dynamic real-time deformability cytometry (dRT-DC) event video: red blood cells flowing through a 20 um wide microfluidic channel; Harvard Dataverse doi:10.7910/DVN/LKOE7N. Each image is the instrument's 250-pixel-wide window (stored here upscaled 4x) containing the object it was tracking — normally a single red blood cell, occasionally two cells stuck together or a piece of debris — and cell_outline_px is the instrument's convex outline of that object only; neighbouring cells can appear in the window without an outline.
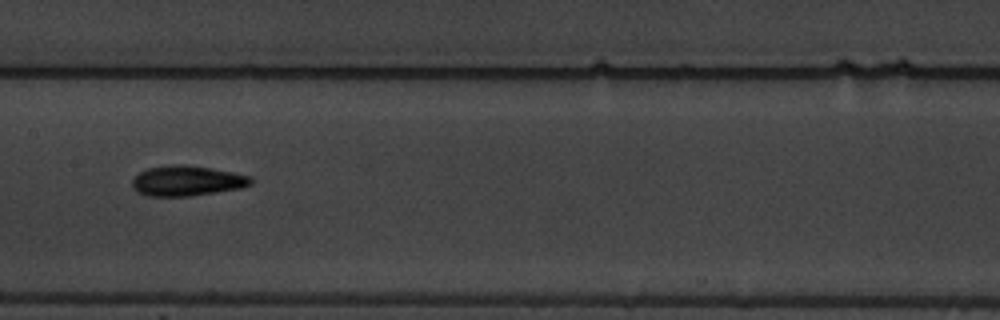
{"species": "common noctule bat (a hibernating species)", "species_latin": "Nyctalus noctula", "temperature_condition": "warm", "stored_images_in_passage": 11, "camera_frame_rate_fps": 3000, "um_per_image_px": 0.085, "animal": {"sex": "male", "body_mass_g": 19.5, "forearm_length_mm": 54.6}, "frame": {"image": 1, "passage_image": 8, "time_ms": 9.0, "image_size_px": [1000, 320], "cell_outline_px": [[252, 184], [240, 188], [188, 196], [148, 196], [140, 192], [132, 184], [132, 180], [140, 172], [148, 168], [168, 164], [180, 164], [212, 168], [232, 172], [248, 176], [252, 180]], "centroid_in_image_um": [15.88, 15.35], "position_along_channel_um": 191.5, "area_um2": 20.58}}